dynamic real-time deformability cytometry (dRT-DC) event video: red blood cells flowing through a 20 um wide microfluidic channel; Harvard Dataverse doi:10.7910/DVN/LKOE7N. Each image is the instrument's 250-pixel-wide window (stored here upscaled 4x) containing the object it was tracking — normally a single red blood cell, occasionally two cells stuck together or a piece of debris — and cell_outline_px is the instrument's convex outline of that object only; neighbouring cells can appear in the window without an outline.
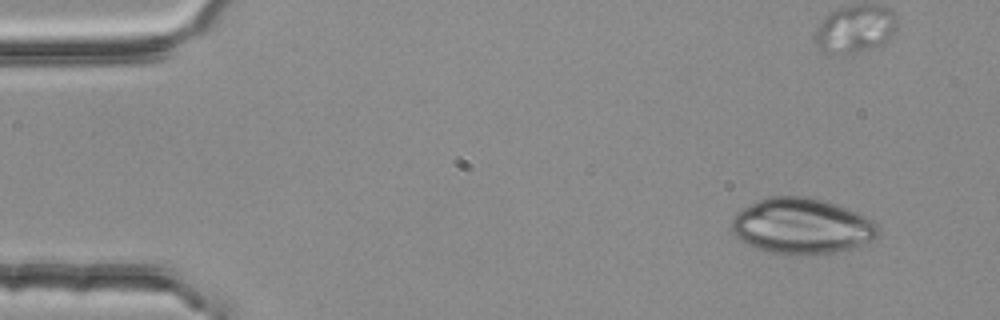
{"species": "common noctule bat (a hibernating species)", "species_latin": "Nyctalus noctula", "temperature_condition": "room temperature", "stored_images_in_passage": 6, "segment_of_instrument_passage": [1, 2], "camera_frame_rate_fps": 3000, "um_per_image_px": 0.085, "animal": {"sex": "female", "body_mass_g": 25.1}, "frame": {"image": 1, "passage_image": 1, "time_ms": 0.0, "image_size_px": [1000, 320], "cell_outline_px": [[880, 232], [872, 240], [836, 252], [808, 256], [784, 256], [764, 252], [748, 244], [736, 236], [732, 232], [732, 216], [736, 212], [760, 200], [772, 196], [804, 196], [824, 200], [836, 204], [864, 216], [872, 220], [880, 228]], "centroid_in_image_um": [68.12, 19.25], "position_along_channel_um": 16.9, "area_um2": 47.8}}